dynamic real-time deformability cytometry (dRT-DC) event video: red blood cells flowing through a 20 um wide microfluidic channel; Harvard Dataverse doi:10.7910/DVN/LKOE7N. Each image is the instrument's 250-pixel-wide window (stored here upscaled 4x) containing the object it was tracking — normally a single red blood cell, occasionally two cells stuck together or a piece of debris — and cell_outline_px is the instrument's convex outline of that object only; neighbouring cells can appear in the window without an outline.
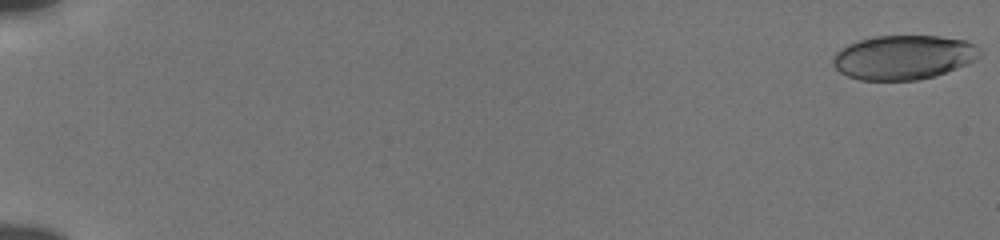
{"species": "human", "species_latin": "Homo sapiens", "temperature_condition": "cold", "stored_images_in_passage": 56, "camera_frame_rate_fps": 3000, "um_per_image_px": 0.085, "donor": {"sex": "male"}, "frame": {"image": 1, "passage_image": 1, "time_ms": 0.0, "image_size_px": [1000, 240], "cell_outline_px": [[980, 56], [976, 60], [968, 64], [936, 76], [916, 80], [860, 80], [848, 76], [840, 72], [832, 64], [832, 60], [836, 52], [848, 44], [860, 40], [876, 36], [940, 36], [964, 40], [976, 44], [980, 48]], "centroid_in_image_um": [76.83, 4.87], "position_along_channel_um": 8.2, "area_um2": 38.03}}
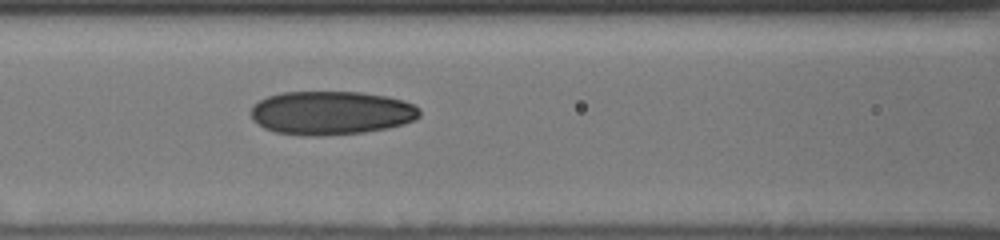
{"frame": {"image": 2, "passage_image": 27, "time_ms": 8.667, "image_size_px": [1000, 240], "cell_outline_px": [[420, 116], [416, 120], [404, 124], [388, 128], [364, 132], [324, 136], [304, 136], [276, 132], [264, 128], [252, 120], [252, 108], [260, 100], [268, 96], [284, 92], [360, 92], [388, 96], [404, 100], [420, 108]], "centroid_in_image_um": [28.19, 9.6], "position_along_channel_um": 138.4, "area_um2": 43.18}}
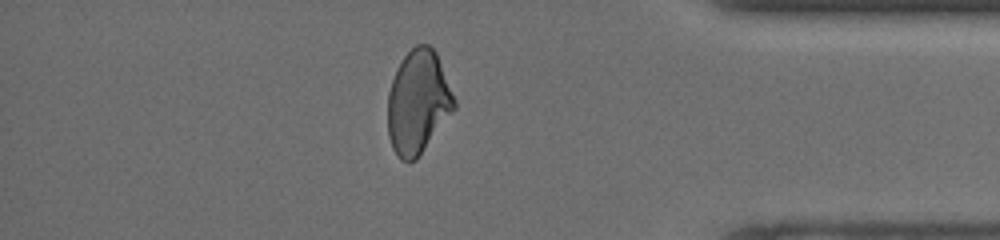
{"frame": {"image": 3, "passage_image": 49, "time_ms": 16.0, "image_size_px": [1000, 240], "cell_outline_px": [[456, 108], [416, 160], [408, 164], [400, 160], [396, 156], [392, 148], [388, 136], [388, 92], [396, 68], [404, 56], [416, 44], [428, 44], [436, 52], [456, 100]], "centroid_in_image_um": [35.52, 8.71], "position_along_channel_um": 399.7, "area_um2": 40.4}, "authors_computed_cell_mechanics": {"area_um2": 40.1999, "velocity_mm_per_s": 3.8531, "shape_relaxation_time_tau1_ms": 7.3968, "shape_relaxation_time_tau2_ms": 2.5267, "deformation_change_tau1": 0.1711, "deformation_change_tau2": 0.0875}}